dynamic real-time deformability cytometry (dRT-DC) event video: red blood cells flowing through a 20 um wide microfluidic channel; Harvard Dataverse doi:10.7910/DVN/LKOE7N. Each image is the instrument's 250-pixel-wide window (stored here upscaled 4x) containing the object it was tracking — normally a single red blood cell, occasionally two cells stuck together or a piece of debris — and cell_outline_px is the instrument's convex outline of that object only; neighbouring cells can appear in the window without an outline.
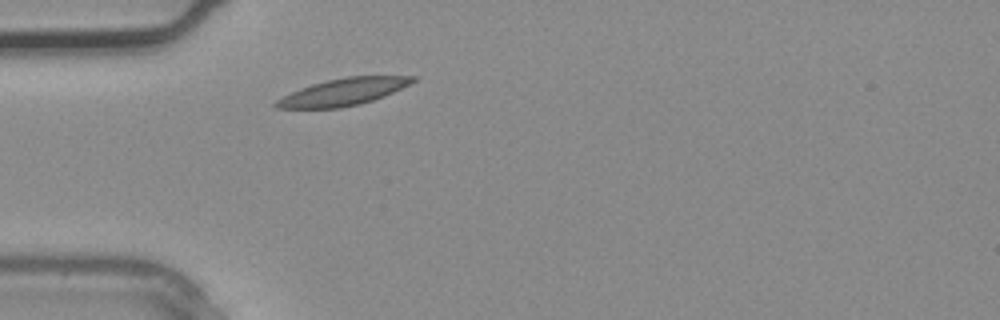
{"species": "common noctule bat (a hibernating species)", "species_latin": "Nyctalus noctula", "temperature_condition": "warm", "stored_images_in_passage": 1, "camera_frame_rate_fps": 3000, "um_per_image_px": 0.085, "animal": {"sex": "male", "body_mass_g": 20.4}, "frame": {"image": 1, "passage_image": 1, "time_ms": 0.0, "image_size_px": [1000, 320], "cell_outline_px": [[420, 76], [416, 80], [384, 96], [372, 100], [340, 108], [276, 108], [272, 104], [276, 100], [300, 88], [312, 84], [328, 80], [348, 76]], "centroid_in_image_um": [29.15, 7.81], "position_along_channel_um": 55.8, "area_um2": 21.15}}